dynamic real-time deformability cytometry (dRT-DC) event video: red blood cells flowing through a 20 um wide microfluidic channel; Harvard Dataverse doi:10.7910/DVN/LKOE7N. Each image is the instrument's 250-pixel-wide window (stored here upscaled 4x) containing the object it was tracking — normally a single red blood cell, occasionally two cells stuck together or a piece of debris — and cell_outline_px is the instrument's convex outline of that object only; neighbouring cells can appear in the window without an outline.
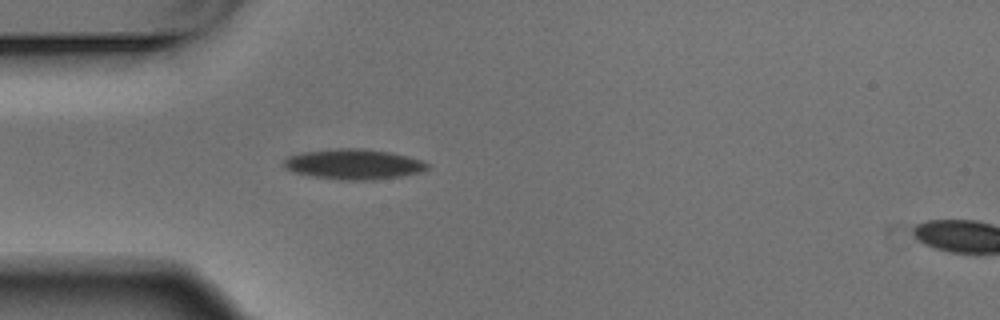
{"species": "Egyptian fruit bat (a non-hibernating species)", "species_latin": "Rousettus aegyptiacus", "temperature_condition": "warm", "stored_images_in_passage": 6, "segment_of_instrument_passage": [1, 2], "camera_frame_rate_fps": 3000, "um_per_image_px": 0.085, "animal": {"sex": "male"}, "frame": {"image": 1, "passage_image": 5, "time_ms": 1.333, "image_size_px": [1000, 320], "cell_outline_px": [[428, 168], [420, 172], [400, 176], [372, 180], [340, 180], [312, 176], [292, 172], [284, 168], [284, 160], [288, 156], [304, 152], [336, 148], [364, 148], [388, 152], [408, 156], [420, 160], [428, 164]], "centroid_in_image_um": [30.02, 13.96], "position_along_channel_um": 55.0, "area_um2": 25.26}}